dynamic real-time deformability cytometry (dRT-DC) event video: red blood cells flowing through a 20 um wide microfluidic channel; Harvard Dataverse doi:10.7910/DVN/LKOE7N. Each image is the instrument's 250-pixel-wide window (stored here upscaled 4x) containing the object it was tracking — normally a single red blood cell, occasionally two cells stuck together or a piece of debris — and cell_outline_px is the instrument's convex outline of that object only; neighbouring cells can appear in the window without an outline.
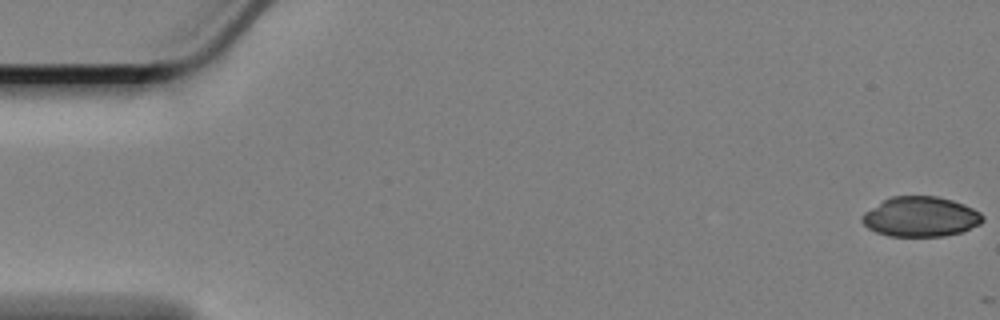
{"species": "Egyptian fruit bat (a non-hibernating species)", "species_latin": "Rousettus aegyptiacus", "temperature_condition": "cold", "stored_images_in_passage": 16, "camera_frame_rate_fps": 3000, "um_per_image_px": 0.085, "animal": {"sex": "female"}, "frame": {"image": 1, "passage_image": 1, "time_ms": 0.0, "image_size_px": [1000, 320], "cell_outline_px": [[984, 220], [980, 224], [964, 232], [944, 236], [888, 236], [876, 232], [868, 228], [860, 220], [860, 216], [864, 212], [884, 200], [892, 196], [936, 196], [952, 200], [964, 204], [980, 212], [984, 216]], "centroid_in_image_um": [78.26, 18.43], "position_along_channel_um": 6.7, "area_um2": 28.26}}
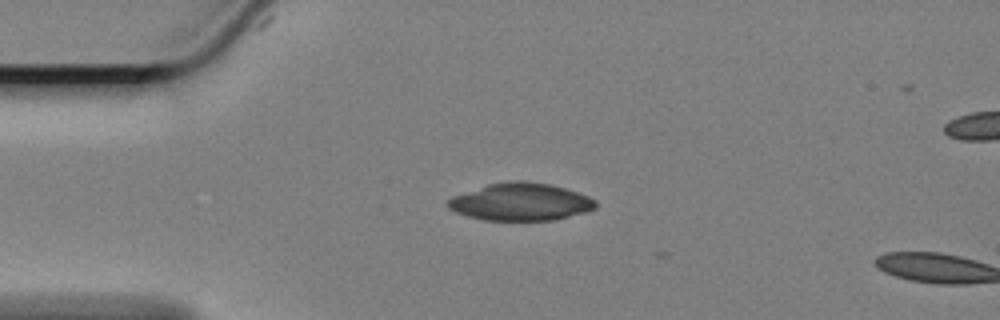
{"frame": {"image": 2, "passage_image": 14, "time_ms": 4.333, "image_size_px": [1000, 320], "cell_outline_px": [[596, 208], [584, 212], [552, 220], [484, 220], [468, 216], [456, 212], [448, 208], [444, 204], [452, 196], [488, 184], [516, 180], [524, 180], [548, 184], [564, 188], [588, 196], [596, 200]], "centroid_in_image_um": [44.21, 17.16], "position_along_channel_um": 40.8, "area_um2": 32.08}}